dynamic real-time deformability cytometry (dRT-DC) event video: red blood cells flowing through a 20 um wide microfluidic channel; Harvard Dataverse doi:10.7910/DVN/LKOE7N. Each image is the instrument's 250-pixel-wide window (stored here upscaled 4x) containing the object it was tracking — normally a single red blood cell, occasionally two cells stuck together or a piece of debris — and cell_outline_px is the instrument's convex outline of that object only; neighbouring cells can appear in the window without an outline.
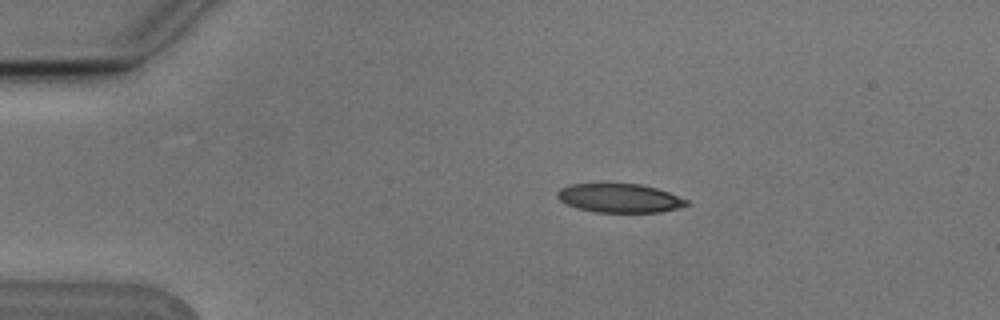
{"species": "Egyptian fruit bat (a non-hibernating species)", "species_latin": "Rousettus aegyptiacus", "temperature_condition": "cold", "stored_images_in_passage": 4, "camera_frame_rate_fps": 3000, "um_per_image_px": 0.085, "animal": {"sex": "male"}, "frame": {"image": 1, "passage_image": 3, "time_ms": 0.667, "image_size_px": [1000, 320], "cell_outline_px": [[692, 204], [680, 208], [660, 212], [596, 212], [576, 208], [560, 200], [556, 196], [556, 192], [560, 188], [572, 184], [640, 184], [656, 188], [668, 192], [688, 200]], "centroid_in_image_um": [52.69, 16.85], "position_along_channel_um": 32.3, "area_um2": 21.73}}